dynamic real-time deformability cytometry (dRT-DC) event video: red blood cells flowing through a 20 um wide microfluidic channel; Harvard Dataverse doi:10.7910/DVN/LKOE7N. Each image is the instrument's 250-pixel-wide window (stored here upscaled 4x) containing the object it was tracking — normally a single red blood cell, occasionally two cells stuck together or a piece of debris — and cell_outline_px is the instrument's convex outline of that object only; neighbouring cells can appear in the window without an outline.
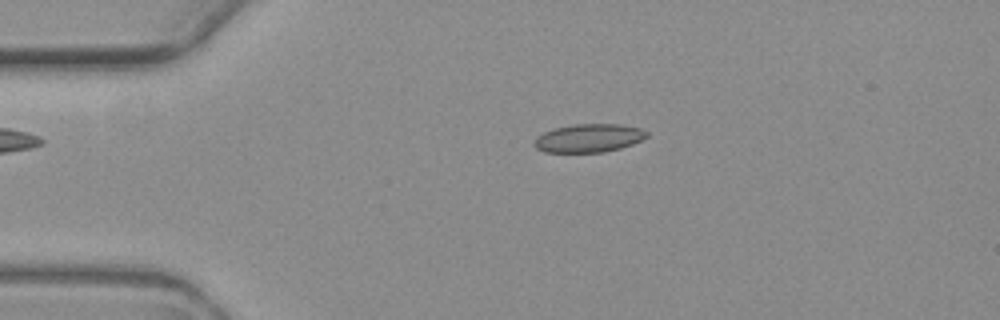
{"species": "common noctule bat (a hibernating species)", "species_latin": "Nyctalus noctula", "temperature_condition": "warm", "stored_images_in_passage": 2, "camera_frame_rate_fps": 3000, "um_per_image_px": 0.085, "animal": {"sex": "female", "body_mass_g": 19.3, "forearm_length_mm": 54.1}, "frame": {"image": 1, "passage_image": 1, "time_ms": 0.0, "image_size_px": [1000, 320], "cell_outline_px": [[648, 136], [632, 144], [620, 148], [604, 152], [544, 152], [536, 148], [532, 144], [536, 136], [552, 128], [572, 124], [620, 124], [640, 128], [648, 132]], "centroid_in_image_um": [50.0, 11.73], "position_along_channel_um": 35.0, "area_um2": 18.73}}